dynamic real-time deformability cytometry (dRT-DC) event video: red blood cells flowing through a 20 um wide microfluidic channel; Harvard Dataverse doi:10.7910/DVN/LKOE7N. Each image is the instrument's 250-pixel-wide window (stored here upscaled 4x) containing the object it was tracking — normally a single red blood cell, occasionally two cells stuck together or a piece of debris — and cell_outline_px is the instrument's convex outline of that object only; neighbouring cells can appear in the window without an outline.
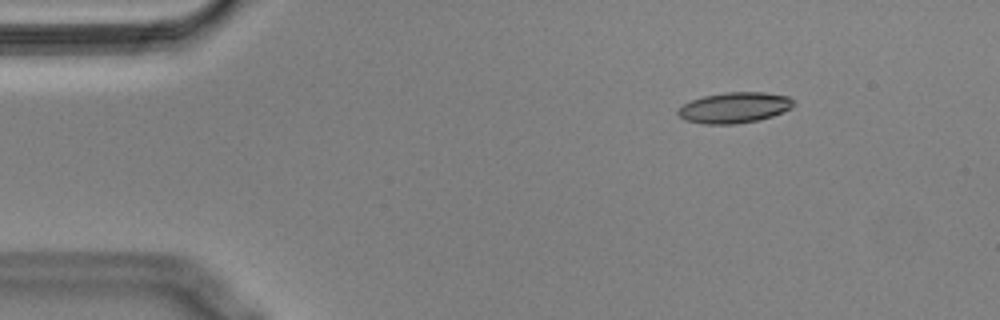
{"species": "Egyptian fruit bat (a non-hibernating species)", "species_latin": "Rousettus aegyptiacus", "temperature_condition": "cold", "stored_images_in_passage": 53, "camera_frame_rate_fps": 3000, "um_per_image_px": 0.085, "animal": {"sex": "male"}, "frame": {"image": 1, "passage_image": 5, "time_ms": 1.333, "image_size_px": [1000, 320], "cell_outline_px": [[796, 104], [792, 108], [772, 116], [756, 120], [736, 124], [704, 124], [684, 120], [676, 112], [684, 104], [692, 100], [704, 96], [724, 92], [764, 92], [788, 96], [796, 100]], "centroid_in_image_um": [62.46, 9.14], "position_along_channel_um": 22.5, "area_um2": 20.75}}
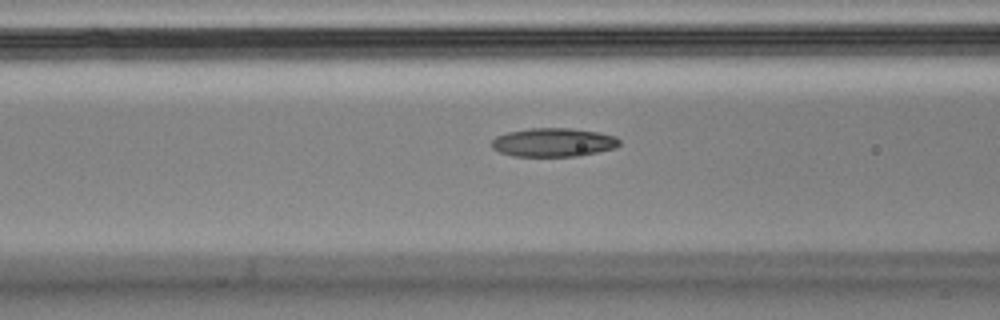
{"frame": {"image": 2, "passage_image": 19, "time_ms": 6.0, "image_size_px": [1000, 320], "cell_outline_px": [[620, 144], [616, 148], [576, 156], [516, 156], [500, 152], [492, 148], [492, 140], [496, 136], [508, 132], [528, 128], [572, 128], [600, 132], [616, 136], [620, 140]], "centroid_in_image_um": [47.06, 12.09], "position_along_channel_um": 119.5, "area_um2": 21.39}}
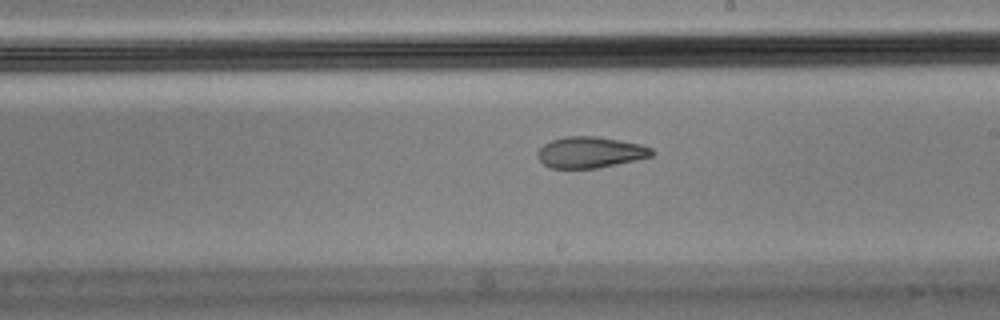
{"frame": {"image": 3, "passage_image": 29, "time_ms": 9.333, "image_size_px": [1000, 320], "cell_outline_px": [[656, 152], [652, 156], [636, 160], [596, 168], [552, 168], [544, 164], [540, 160], [540, 148], [544, 144], [552, 140], [564, 136], [596, 136], [620, 140], [640, 144], [652, 148]], "centroid_in_image_um": [50.22, 12.94], "position_along_channel_um": 238.8, "area_um2": 20.52}, "authors_computed_cell_mechanics": {"area_um2": 21.386, "velocity_mm_per_s": 3.5799, "shape_relaxation_time_tau1_ms": null, "shape_relaxation_time_tau2_ms": 4.358, "deformation_change_tau1": null, "deformation_change_tau2": 0.1163}}